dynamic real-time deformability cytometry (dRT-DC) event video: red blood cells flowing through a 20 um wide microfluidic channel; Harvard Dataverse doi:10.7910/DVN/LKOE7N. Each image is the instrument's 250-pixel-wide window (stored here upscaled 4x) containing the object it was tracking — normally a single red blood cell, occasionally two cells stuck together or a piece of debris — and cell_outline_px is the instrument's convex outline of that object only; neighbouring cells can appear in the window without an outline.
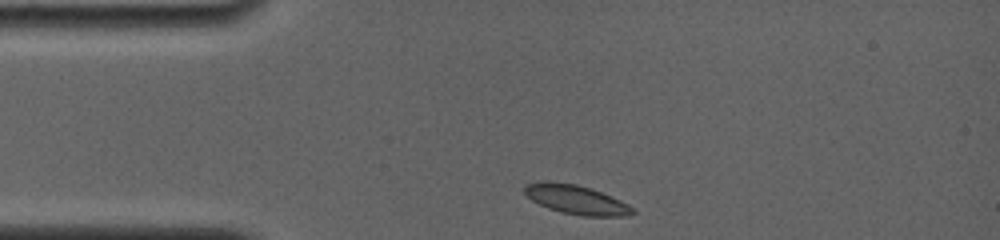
{"species": "common noctule bat (a hibernating species)", "species_latin": "Nyctalus noctula", "temperature_condition": "room temperature", "stored_images_in_passage": 18, "camera_frame_rate_fps": 4000, "um_per_image_px": 0.085, "animal": {"sex": "female", "body_mass_g": 19.0, "forearm_length_mm": 56.7}, "frame": {"image": 1, "passage_image": 1, "time_ms": 0.0, "image_size_px": [1000, 240], "cell_outline_px": [[636, 212], [628, 216], [580, 216], [560, 212], [548, 208], [532, 200], [524, 192], [524, 184], [540, 180], [548, 180], [576, 184], [600, 192], [620, 200], [628, 204]], "centroid_in_image_um": [48.93, 16.96], "position_along_channel_um": 36.1, "area_um2": 18.44}}
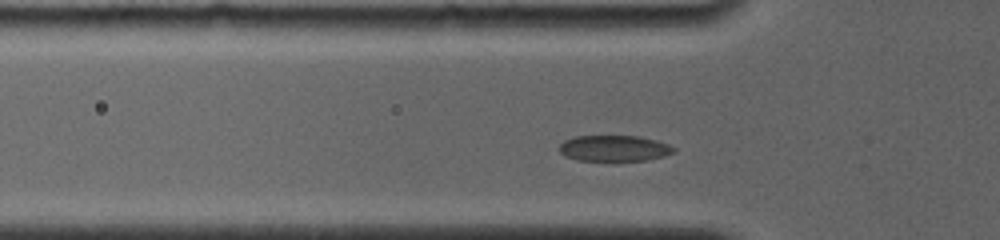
{"frame": {"image": 2, "passage_image": 12, "time_ms": 1.75, "image_size_px": [1000, 240], "cell_outline_px": [[676, 152], [664, 156], [648, 160], [576, 160], [564, 156], [560, 152], [560, 144], [564, 140], [576, 136], [640, 136], [656, 140], [668, 144], [676, 148]], "centroid_in_image_um": [52.23, 12.6], "position_along_channel_um": 73.6, "area_um2": 17.34}}